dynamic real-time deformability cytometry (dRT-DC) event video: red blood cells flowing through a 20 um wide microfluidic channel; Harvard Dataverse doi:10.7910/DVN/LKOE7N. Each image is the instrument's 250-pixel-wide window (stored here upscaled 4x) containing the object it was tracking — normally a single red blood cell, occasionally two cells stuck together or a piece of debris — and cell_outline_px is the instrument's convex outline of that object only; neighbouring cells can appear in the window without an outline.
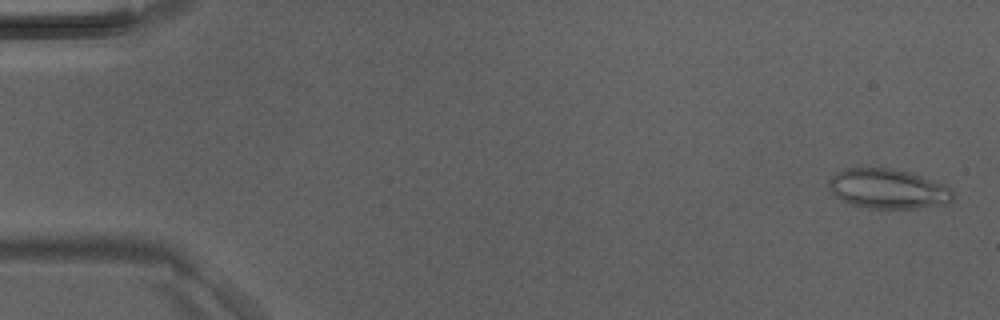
{"species": "Egyptian fruit bat (a non-hibernating species)", "species_latin": "Rousettus aegyptiacus", "temperature_condition": "room temperature", "stored_images_in_passage": 46, "camera_frame_rate_fps": 3000, "um_per_image_px": 0.085, "animal": {"sex": "male"}, "frame": {"image": 1, "passage_image": 2, "time_ms": 0.333, "image_size_px": [1000, 320], "cell_outline_px": [[952, 200], [948, 204], [916, 208], [868, 208], [852, 204], [840, 200], [828, 188], [828, 180], [836, 172], [844, 168], [892, 168], [908, 172], [944, 184], [952, 192]], "centroid_in_image_um": [75.43, 16.05], "position_along_channel_um": 9.6, "area_um2": 28.67}}
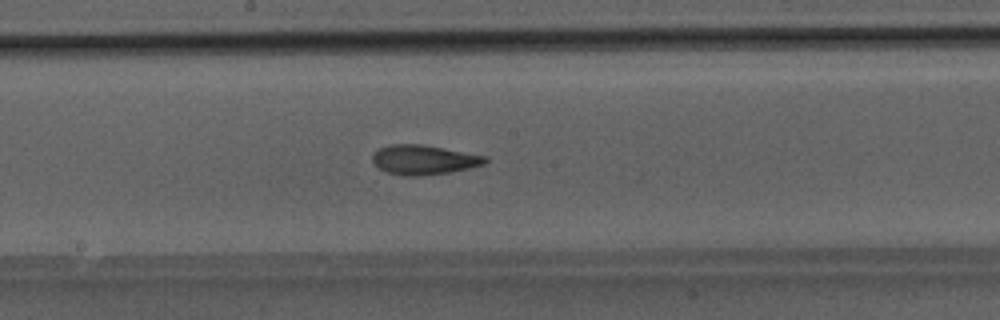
{"frame": {"image": 2, "passage_image": 25, "time_ms": 8.0, "image_size_px": [1000, 320], "cell_outline_px": [[488, 160], [484, 164], [468, 168], [448, 172], [416, 176], [404, 176], [388, 172], [380, 168], [372, 160], [372, 156], [380, 148], [392, 144], [424, 144], [488, 156]], "centroid_in_image_um": [36.06, 13.57], "position_along_channel_um": 212.1, "area_um2": 19.25}}
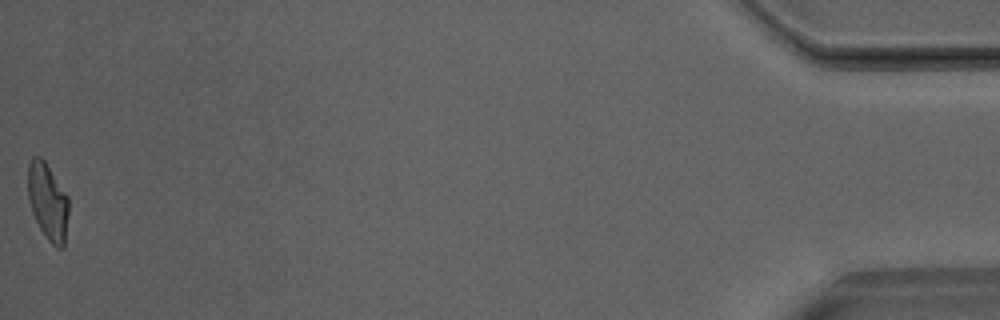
{"frame": {"image": 3, "passage_image": 46, "time_ms": 15.0, "image_size_px": [1000, 320], "cell_outline_px": [[68, 212], [64, 248], [56, 248], [48, 240], [40, 228], [32, 212], [28, 200], [28, 164], [32, 156], [40, 156], [44, 160], [68, 196]], "centroid_in_image_um": [4.06, 17.13], "position_along_channel_um": 431.1, "area_um2": 18.21}}